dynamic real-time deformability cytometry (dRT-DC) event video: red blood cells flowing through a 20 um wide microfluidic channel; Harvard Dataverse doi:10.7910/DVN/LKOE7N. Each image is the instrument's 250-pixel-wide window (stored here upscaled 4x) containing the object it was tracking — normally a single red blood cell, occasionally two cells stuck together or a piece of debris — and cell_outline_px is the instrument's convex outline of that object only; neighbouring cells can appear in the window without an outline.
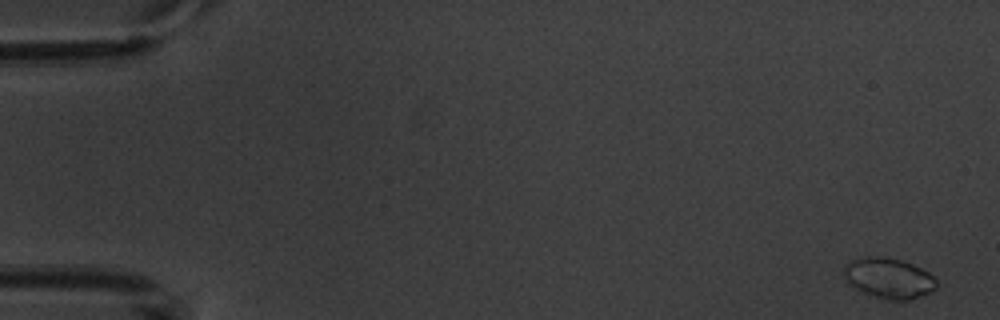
{"species": "common noctule bat (a hibernating species)", "species_latin": "Nyctalus noctula", "temperature_condition": "warm", "stored_images_in_passage": 4, "camera_frame_rate_fps": 3000, "um_per_image_px": 0.085, "animal": {"sex": "male", "body_mass_g": 20.1, "forearm_length_mm": 53.5}, "frame": {"image": 1, "passage_image": 1, "time_ms": 0.0, "image_size_px": [1000, 320], "cell_outline_px": [[936, 288], [928, 292], [908, 300], [888, 300], [872, 296], [848, 284], [844, 276], [844, 264], [860, 256], [884, 256], [900, 260], [912, 264], [928, 272], [936, 280]], "centroid_in_image_um": [75.49, 23.62], "position_along_channel_um": 9.5, "area_um2": 21.79}}
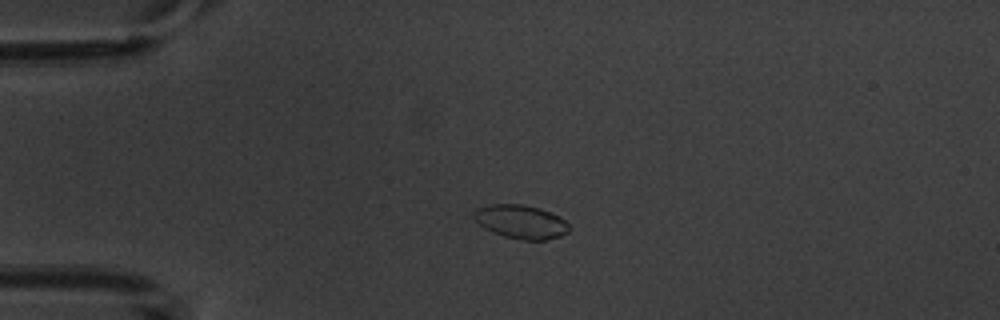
{"frame": {"image": 2, "passage_image": 4, "time_ms": 4.0, "image_size_px": [1000, 320], "cell_outline_px": [[572, 228], [568, 232], [560, 236], [544, 240], [524, 240], [504, 236], [484, 228], [472, 216], [472, 212], [476, 208], [492, 204], [520, 204], [540, 208], [560, 216]], "centroid_in_image_um": [44.29, 18.84], "position_along_channel_um": 40.7, "area_um2": 18.73}}